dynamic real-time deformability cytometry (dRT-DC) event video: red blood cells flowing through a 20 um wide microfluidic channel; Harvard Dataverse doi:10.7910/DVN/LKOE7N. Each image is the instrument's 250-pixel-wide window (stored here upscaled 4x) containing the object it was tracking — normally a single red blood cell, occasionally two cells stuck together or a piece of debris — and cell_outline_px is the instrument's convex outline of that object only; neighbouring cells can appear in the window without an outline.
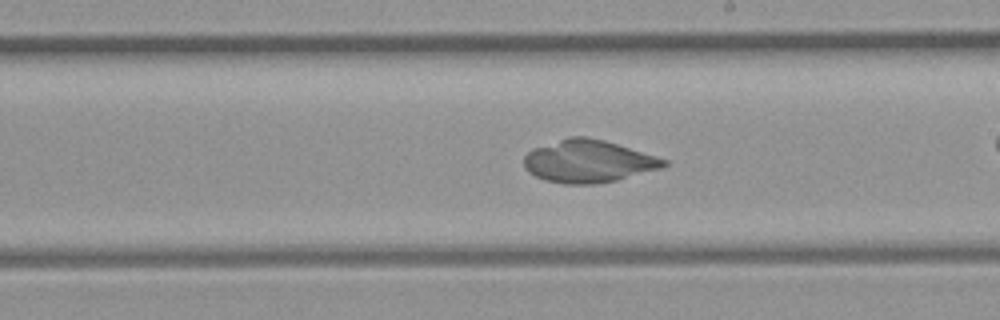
{"species": "common noctule bat (a hibernating species)", "species_latin": "Nyctalus noctula", "temperature_condition": "room temperature", "stored_images_in_passage": 25, "camera_frame_rate_fps": 3000, "um_per_image_px": 0.085, "animal": {"sex": "female", "body_mass_g": 21.9}, "frame": {"image": 1, "passage_image": 15, "time_ms": 4.667, "image_size_px": [1000, 320], "cell_outline_px": [[668, 164], [660, 168], [616, 180], [596, 184], [564, 184], [544, 180], [528, 172], [524, 168], [524, 156], [532, 148], [568, 136], [588, 136], [604, 140], [656, 156], [668, 160]], "centroid_in_image_um": [49.96, 13.7], "position_along_channel_um": 239.0, "area_um2": 34.68}}